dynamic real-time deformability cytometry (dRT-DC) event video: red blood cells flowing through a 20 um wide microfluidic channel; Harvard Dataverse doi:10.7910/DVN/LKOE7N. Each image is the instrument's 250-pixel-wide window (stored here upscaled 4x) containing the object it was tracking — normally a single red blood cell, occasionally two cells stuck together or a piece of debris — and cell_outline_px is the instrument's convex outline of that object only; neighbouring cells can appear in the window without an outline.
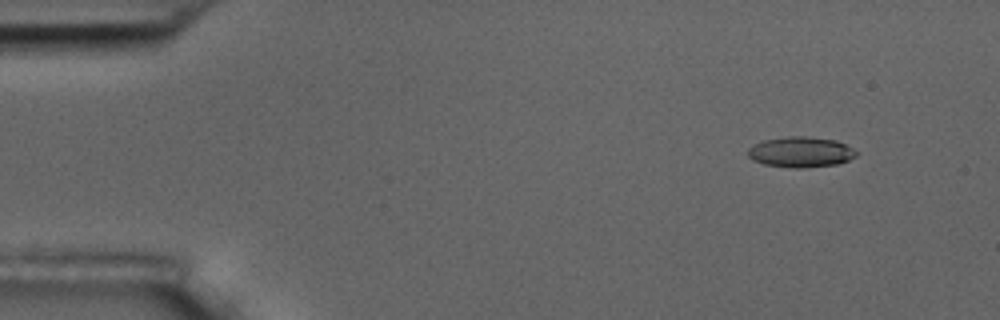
{"species": "common noctule bat (a hibernating species)", "species_latin": "Nyctalus noctula", "temperature_condition": "room temperature", "stored_images_in_passage": 4, "camera_frame_rate_fps": 3000, "um_per_image_px": 0.085, "animal": {"sex": "male", "body_mass_g": 17.5, "forearm_length_mm": 52.3}, "frame": {"image": 1, "passage_image": 1, "time_ms": 0.0, "image_size_px": [1000, 320], "cell_outline_px": [[860, 152], [856, 156], [848, 160], [836, 164], [800, 168], [792, 168], [764, 164], [752, 160], [748, 156], [748, 148], [752, 144], [764, 140], [784, 136], [808, 136], [836, 140]], "centroid_in_image_um": [68.04, 12.91], "position_along_channel_um": 17.0, "area_um2": 19.42}}
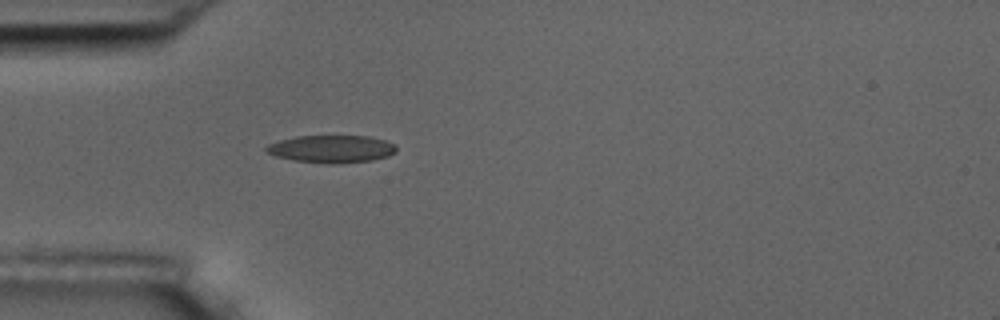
{"frame": {"image": 2, "passage_image": 4, "time_ms": 3.667, "image_size_px": [1000, 320], "cell_outline_px": [[396, 152], [388, 156], [372, 160], [328, 164], [292, 160], [276, 156], [268, 152], [264, 148], [268, 144], [280, 140], [296, 136], [368, 136], [384, 140], [396, 144]], "centroid_in_image_um": [28.18, 12.66], "position_along_channel_um": 56.8, "area_um2": 20.81}}